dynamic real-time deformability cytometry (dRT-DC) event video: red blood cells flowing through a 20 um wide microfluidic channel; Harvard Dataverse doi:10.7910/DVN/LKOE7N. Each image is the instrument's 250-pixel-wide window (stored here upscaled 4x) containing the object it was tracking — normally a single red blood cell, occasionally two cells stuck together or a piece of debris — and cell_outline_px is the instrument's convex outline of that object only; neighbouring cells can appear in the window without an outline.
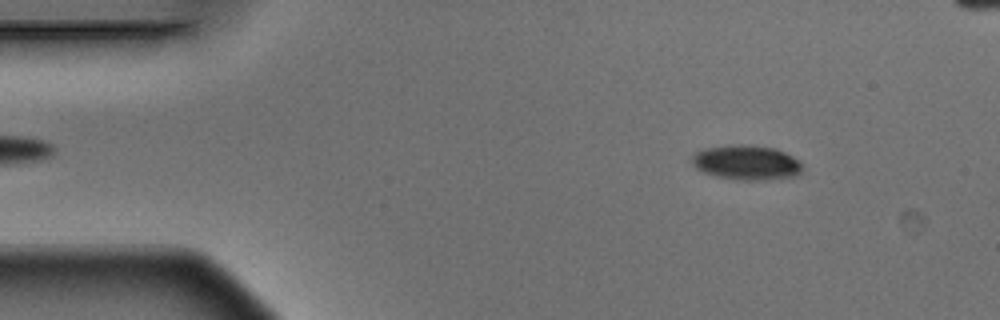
{"species": "Egyptian fruit bat (a non-hibernating species)", "species_latin": "Rousettus aegyptiacus", "temperature_condition": "warm", "stored_images_in_passage": 4, "camera_frame_rate_fps": 3000, "um_per_image_px": 0.085, "animal": {"sex": "male"}, "frame": {"image": 1, "passage_image": 1, "time_ms": 0.0, "image_size_px": [1000, 320], "cell_outline_px": [[804, 168], [796, 176], [764, 180], [740, 180], [716, 176], [704, 172], [696, 168], [692, 164], [692, 156], [696, 152], [704, 148], [732, 144], [752, 144], [776, 148], [800, 160]], "centroid_in_image_um": [63.47, 13.8], "position_along_channel_um": 21.5, "area_um2": 22.66}}